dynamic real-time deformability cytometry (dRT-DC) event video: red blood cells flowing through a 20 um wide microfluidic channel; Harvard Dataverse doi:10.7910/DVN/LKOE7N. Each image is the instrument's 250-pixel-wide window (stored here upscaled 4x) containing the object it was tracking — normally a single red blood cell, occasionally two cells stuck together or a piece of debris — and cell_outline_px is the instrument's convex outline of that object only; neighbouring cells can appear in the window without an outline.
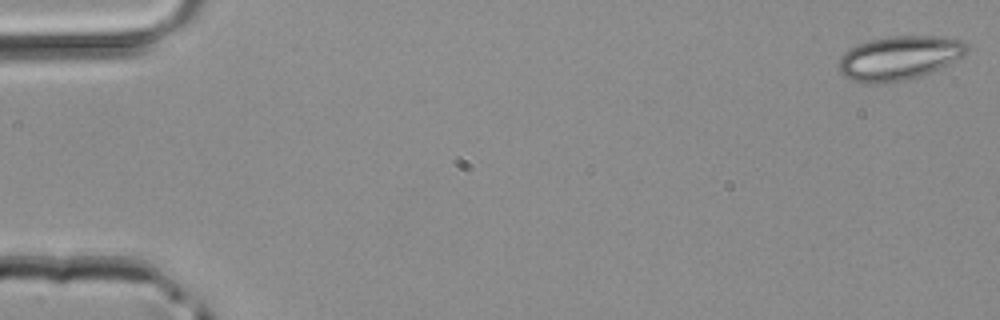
{"species": "common noctule bat (a hibernating species)", "species_latin": "Nyctalus noctula", "temperature_condition": "room temperature", "stored_images_in_passage": 13, "camera_frame_rate_fps": 3000, "um_per_image_px": 0.085, "animal": {"sex": "male", "body_mass_g": 20.4}, "frame": {"image": 1, "passage_image": 1, "time_ms": 0.0, "image_size_px": [1000, 320], "cell_outline_px": [[972, 48], [964, 56], [932, 72], [908, 80], [884, 84], [864, 84], [852, 80], [844, 76], [840, 72], [840, 56], [848, 48], [872, 40], [892, 36], [936, 36], [964, 40]], "centroid_in_image_um": [76.48, 4.94], "position_along_channel_um": 8.5, "area_um2": 33.29}}
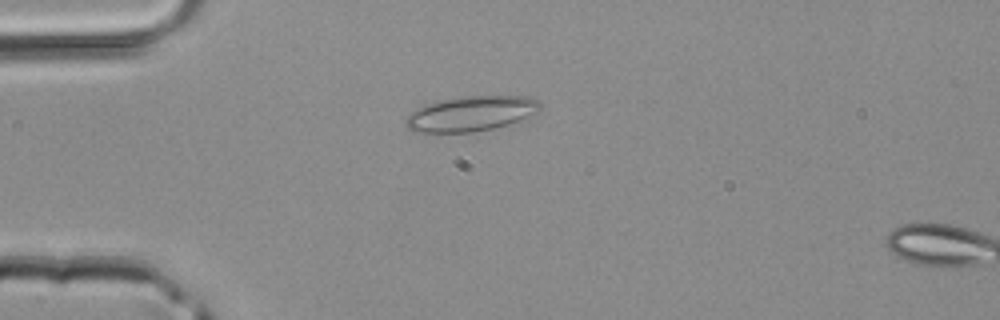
{"frame": {"image": 2, "passage_image": 12, "time_ms": 3.667, "image_size_px": [1000, 320], "cell_outline_px": [[540, 108], [536, 112], [516, 120], [492, 128], [472, 132], [424, 136], [412, 132], [404, 124], [404, 120], [416, 108], [424, 104], [440, 100], [464, 96], [528, 96], [536, 100], [540, 104]], "centroid_in_image_um": [39.85, 9.7], "position_along_channel_um": 45.2, "area_um2": 27.92}}